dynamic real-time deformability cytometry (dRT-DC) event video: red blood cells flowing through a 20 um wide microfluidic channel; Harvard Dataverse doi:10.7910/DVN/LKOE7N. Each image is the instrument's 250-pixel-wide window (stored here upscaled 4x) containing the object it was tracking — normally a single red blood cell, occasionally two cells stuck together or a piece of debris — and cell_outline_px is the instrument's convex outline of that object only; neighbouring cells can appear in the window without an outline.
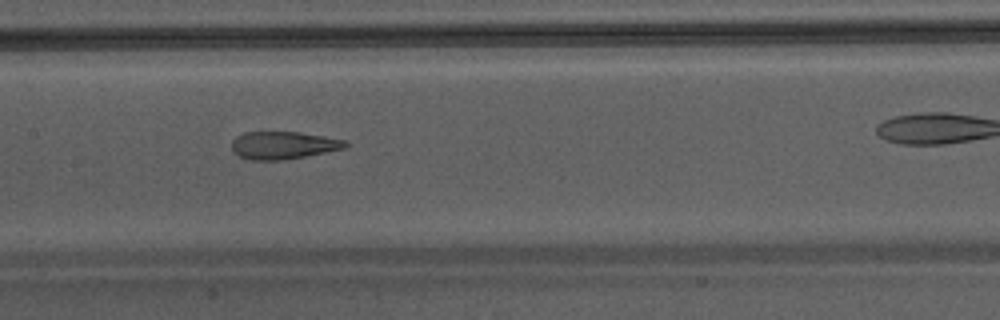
{"species": "Egyptian fruit bat (a non-hibernating species)", "species_latin": "Rousettus aegyptiacus", "temperature_condition": "warm", "stored_images_in_passage": 27, "camera_frame_rate_fps": 3000, "um_per_image_px": 0.085, "animal": {"sex": "male"}, "frame": {"image": 1, "passage_image": 12, "time_ms": 3.667, "image_size_px": [1000, 320], "cell_outline_px": [[352, 144], [344, 148], [304, 156], [280, 160], [252, 160], [240, 156], [232, 148], [232, 140], [236, 136], [244, 132], [300, 132], [324, 136], [344, 140]], "centroid_in_image_um": [24.09, 12.33], "position_along_channel_um": 183.3, "area_um2": 18.09}}